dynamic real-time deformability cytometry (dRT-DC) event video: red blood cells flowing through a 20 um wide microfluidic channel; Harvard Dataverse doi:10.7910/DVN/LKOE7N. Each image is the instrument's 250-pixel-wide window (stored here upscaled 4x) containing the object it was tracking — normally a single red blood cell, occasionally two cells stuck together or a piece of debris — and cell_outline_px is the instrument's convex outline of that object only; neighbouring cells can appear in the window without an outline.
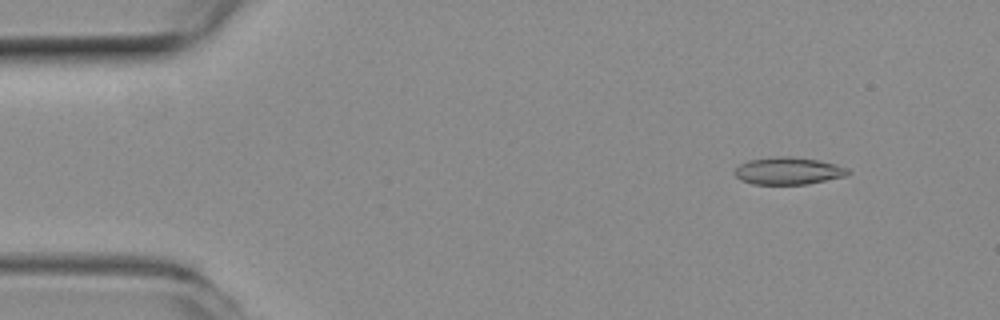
{"species": "common noctule bat (a hibernating species)", "species_latin": "Nyctalus noctula", "temperature_condition": "room temperature", "stored_images_in_passage": 55, "camera_frame_rate_fps": 3000, "um_per_image_px": 0.085, "animal": {"sex": "female", "body_mass_g": 19.3, "forearm_length_mm": 54.1}, "frame": {"image": 1, "passage_image": 6, "time_ms": 1.667, "image_size_px": [1000, 320], "cell_outline_px": [[852, 172], [848, 176], [808, 184], [752, 184], [740, 180], [736, 176], [736, 168], [740, 164], [748, 160], [776, 156], [792, 156], [820, 160], [836, 164], [848, 168]], "centroid_in_image_um": [67.06, 14.52], "position_along_channel_um": 17.9, "area_um2": 18.26}}
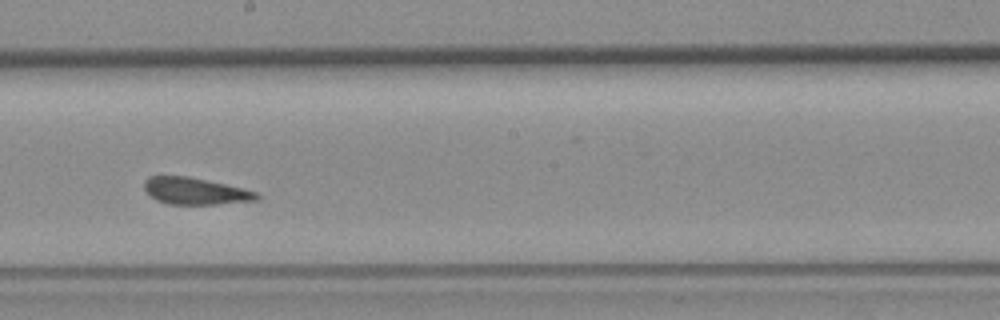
{"frame": {"image": 2, "passage_image": 31, "time_ms": 10.0, "image_size_px": [1000, 320], "cell_outline_px": [[260, 200], [216, 204], [168, 204], [156, 200], [144, 188], [144, 180], [148, 176], [188, 176], [208, 180], [244, 188], [256, 192], [260, 196]], "centroid_in_image_um": [16.62, 16.24], "position_along_channel_um": 231.6, "area_um2": 17.63}}
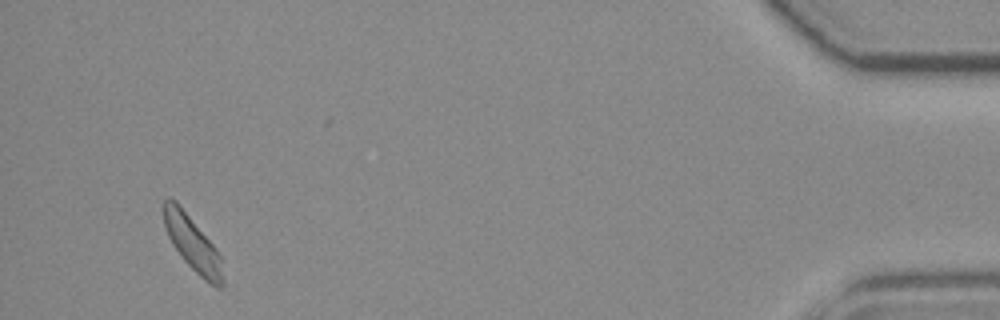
{"frame": {"image": 3, "passage_image": 52, "time_ms": 17.0, "image_size_px": [1000, 320], "cell_outline_px": [[224, 288], [216, 288], [204, 280], [184, 260], [172, 244], [168, 236], [164, 224], [160, 208], [160, 204], [168, 196], [172, 196], [176, 200], [216, 248], [220, 256], [224, 280]], "centroid_in_image_um": [16.32, 20.65], "position_along_channel_um": 418.9, "area_um2": 19.25}, "authors_computed_cell_mechanics": {"area_um2": 18.2648, "velocity_mm_per_s": 3.7685, "shape_relaxation_time_tau1_ms": 2.5438, "shape_relaxation_time_tau2_ms": 1.9769, "deformation_change_tau1": 0.0711, "deformation_change_tau2": 0.1129}}